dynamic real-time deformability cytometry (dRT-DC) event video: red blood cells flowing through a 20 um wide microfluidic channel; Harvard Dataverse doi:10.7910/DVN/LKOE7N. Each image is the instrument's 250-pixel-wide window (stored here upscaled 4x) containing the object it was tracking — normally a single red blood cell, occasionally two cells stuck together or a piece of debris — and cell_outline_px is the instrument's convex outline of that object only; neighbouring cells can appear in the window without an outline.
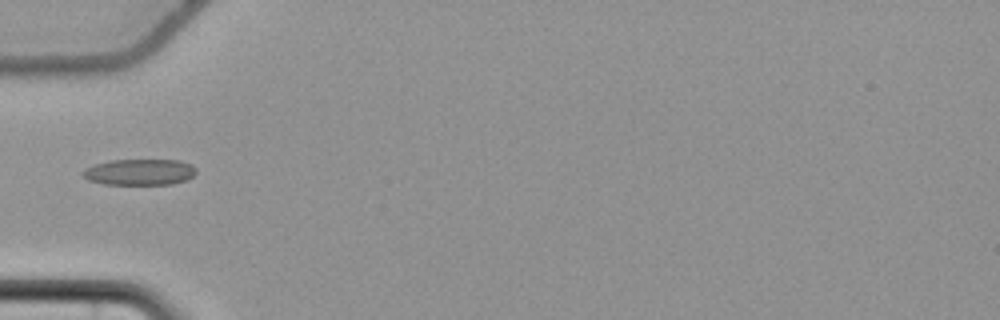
{"species": "common noctule bat (a hibernating species)", "species_latin": "Nyctalus noctula", "temperature_condition": "cold", "stored_images_in_passage": 38, "camera_frame_rate_fps": 3000, "um_per_image_px": 0.085, "animal": {"sex": "female", "body_mass_g": 22.7, "forearm_length_mm": 54.2}, "frame": {"image": 1, "passage_image": 1, "time_ms": 0.0, "image_size_px": [1000, 320], "cell_outline_px": [[196, 172], [188, 180], [172, 184], [104, 184], [88, 180], [80, 172], [84, 168], [92, 164], [112, 160], [180, 160], [192, 164], [196, 168]], "centroid_in_image_um": [11.86, 14.62], "position_along_channel_um": 73.1, "area_um2": 17.46}, "authors_computed_cell_mechanics": {"area_um2": 16.7331, "velocity_mm_per_s": 3.6949, "shape_relaxation_time_tau1_ms": null, "shape_relaxation_time_tau2_ms": 3.2535, "deformation_change_tau1": null, "deformation_change_tau2": 0.1099}}